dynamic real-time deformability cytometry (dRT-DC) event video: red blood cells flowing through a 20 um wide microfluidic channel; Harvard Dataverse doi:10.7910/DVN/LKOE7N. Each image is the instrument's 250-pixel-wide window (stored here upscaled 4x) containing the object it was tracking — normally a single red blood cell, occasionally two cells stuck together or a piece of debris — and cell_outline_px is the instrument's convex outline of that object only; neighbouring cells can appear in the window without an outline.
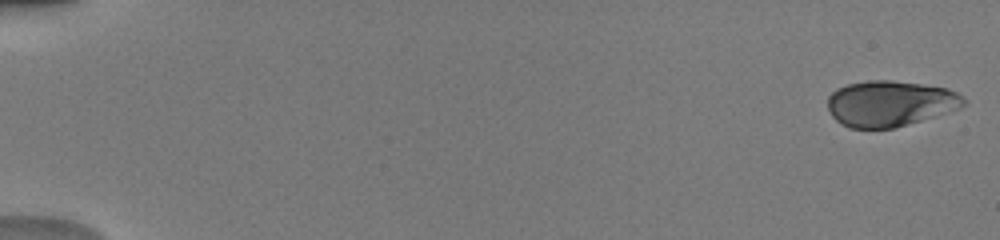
{"species": "human", "species_latin": "Homo sapiens", "temperature_condition": "warm", "stored_images_in_passage": 51, "camera_frame_rate_fps": 3000, "um_per_image_px": 0.085, "donor": {"sex": "male"}, "frame": {"image": 1, "passage_image": 1, "time_ms": 0.0, "image_size_px": [1000, 240], "cell_outline_px": [[964, 104], [960, 108], [920, 120], [892, 128], [848, 128], [840, 124], [832, 116], [828, 108], [828, 96], [836, 88], [848, 84], [868, 80], [892, 80], [948, 88], [964, 96]], "centroid_in_image_um": [75.61, 8.79], "position_along_channel_um": 9.4, "area_um2": 36.13}}
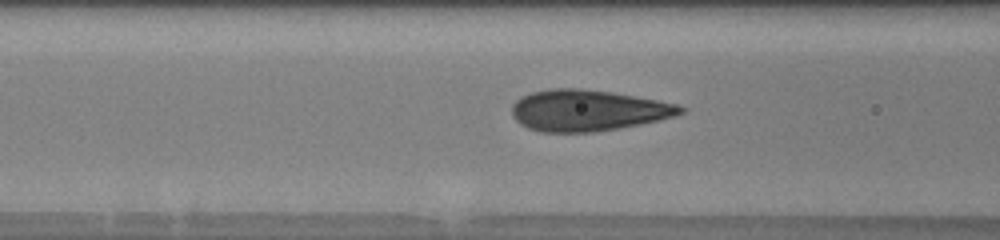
{"frame": {"image": 2, "passage_image": 22, "time_ms": 7.0, "image_size_px": [1000, 240], "cell_outline_px": [[688, 108], [684, 112], [676, 116], [660, 120], [620, 128], [596, 132], [540, 132], [528, 128], [520, 124], [512, 116], [512, 104], [520, 96], [532, 92], [552, 88], [580, 88], [612, 92], [680, 104]], "centroid_in_image_um": [49.98, 9.38], "position_along_channel_um": 116.6, "area_um2": 40.86}}
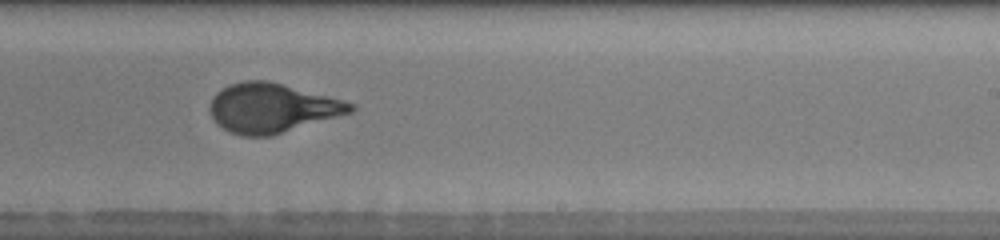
{"frame": {"image": 3, "passage_image": 33, "time_ms": 10.667, "image_size_px": [1000, 240], "cell_outline_px": [[356, 108], [352, 112], [272, 136], [244, 136], [232, 132], [216, 124], [212, 116], [212, 96], [216, 92], [228, 84], [244, 80], [268, 80], [344, 100], [356, 104]], "centroid_in_image_um": [23.14, 9.17], "position_along_channel_um": 265.9, "area_um2": 40.29}, "authors_computed_cell_mechanics": {"area_um2": 39.8242, "velocity_mm_per_s": 4.0715, "shape_relaxation_time_tau1_ms": 3.9446, "shape_relaxation_time_tau2_ms": null, "deformation_change_tau1": 0.1928, "deformation_change_tau2": null}}